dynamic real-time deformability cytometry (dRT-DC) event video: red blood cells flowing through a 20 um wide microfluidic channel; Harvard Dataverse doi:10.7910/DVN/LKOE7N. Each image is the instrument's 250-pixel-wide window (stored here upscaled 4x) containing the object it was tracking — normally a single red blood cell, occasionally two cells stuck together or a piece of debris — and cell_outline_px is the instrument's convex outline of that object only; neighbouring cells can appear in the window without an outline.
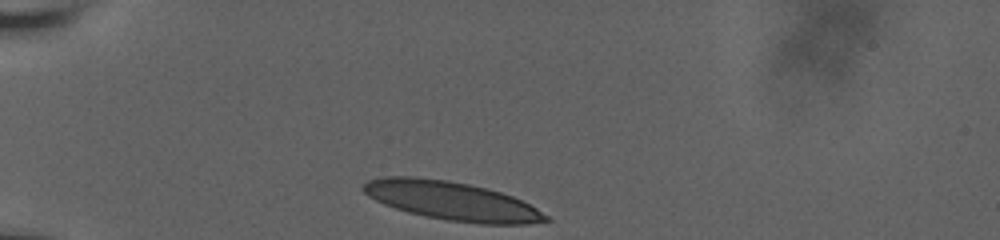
{"species": "human", "species_latin": "Homo sapiens", "temperature_condition": "room temperature", "stored_images_in_passage": 34, "camera_frame_rate_fps": 3000, "um_per_image_px": 0.085, "donor": {"sex": "male"}, "frame": {"image": 1, "passage_image": 1, "time_ms": 0.0, "image_size_px": [1000, 240], "cell_outline_px": [[552, 220], [528, 224], [480, 224], [448, 220], [424, 216], [408, 212], [384, 204], [368, 196], [360, 188], [368, 180], [384, 176], [412, 176], [448, 180], [488, 188], [512, 196], [536, 208], [548, 216]], "centroid_in_image_um": [38.38, 17.07], "position_along_channel_um": 46.6, "area_um2": 41.04}}
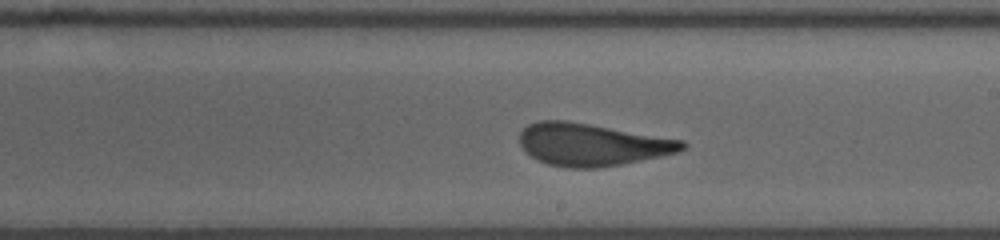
{"frame": {"image": 2, "passage_image": 20, "time_ms": 6.333, "image_size_px": [1000, 240], "cell_outline_px": [[688, 144], [684, 148], [676, 152], [660, 156], [600, 168], [568, 168], [548, 164], [536, 160], [524, 152], [520, 144], [520, 132], [528, 124], [540, 120], [568, 120], [684, 140]], "centroid_in_image_um": [50.27, 12.28], "position_along_channel_um": 238.7, "area_um2": 40.29}}
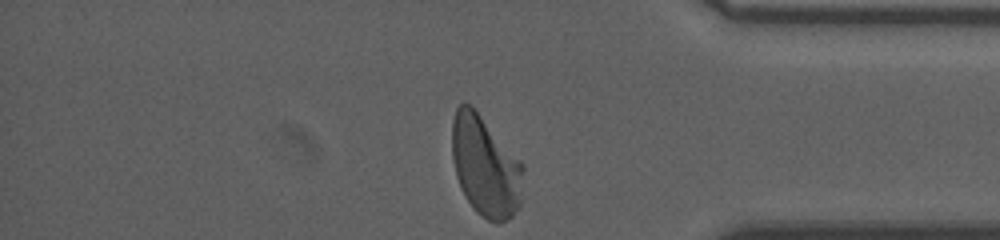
{"frame": {"image": 3, "passage_image": 34, "time_ms": 11.0, "image_size_px": [1000, 240], "cell_outline_px": [[524, 168], [520, 204], [512, 216], [500, 224], [488, 220], [476, 212], [460, 188], [456, 176], [452, 160], [452, 120], [456, 108], [464, 100], [472, 104], [524, 164]], "centroid_in_image_um": [41.25, 14.09], "position_along_channel_um": 394.0, "area_um2": 42.25}, "authors_computed_cell_mechanics": {"area_um2": 40.7779, "velocity_mm_per_s": 3.6298, "shape_relaxation_time_tau1_ms": 10.1779, "shape_relaxation_time_tau2_ms": 1.1876, "deformation_change_tau1": 0.2921, "deformation_change_tau2": 0.0986}}